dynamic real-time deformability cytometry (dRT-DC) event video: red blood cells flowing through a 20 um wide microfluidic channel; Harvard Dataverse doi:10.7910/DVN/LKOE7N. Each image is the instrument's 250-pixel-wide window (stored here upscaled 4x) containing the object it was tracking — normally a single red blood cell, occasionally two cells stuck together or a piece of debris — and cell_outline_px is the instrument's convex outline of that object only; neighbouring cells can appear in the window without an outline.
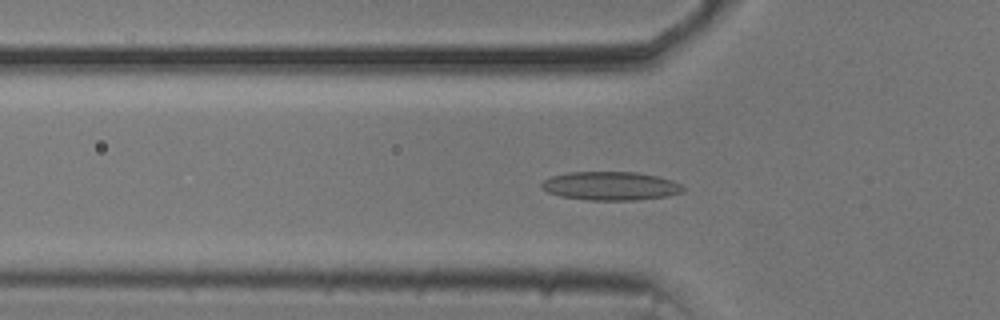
{"species": "common noctule bat (a hibernating species)", "species_latin": "Nyctalus noctula", "temperature_condition": "cold", "stored_images_in_passage": 56, "camera_frame_rate_fps": 3000, "um_per_image_px": 0.085, "animal": {"sex": "male", "body_mass_g": 20.5, "forearm_length_mm": 52.5}, "frame": {"image": 1, "passage_image": 18, "time_ms": 5.667, "image_size_px": [1000, 320], "cell_outline_px": [[684, 192], [668, 196], [632, 200], [588, 200], [560, 196], [548, 192], [540, 184], [544, 180], [552, 176], [568, 172], [636, 172], [656, 176], [672, 180], [680, 184], [684, 188]], "centroid_in_image_um": [51.91, 15.8], "position_along_channel_um": 73.9, "area_um2": 23.47}}
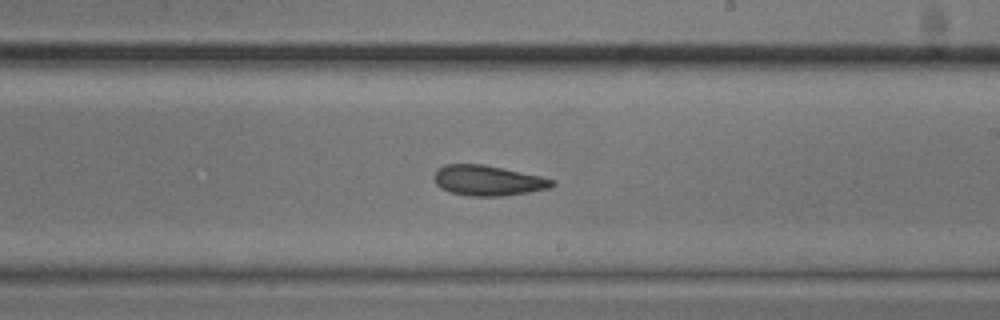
{"frame": {"image": 2, "passage_image": 32, "time_ms": 10.333, "image_size_px": [1000, 320], "cell_outline_px": [[556, 184], [552, 188], [528, 192], [500, 196], [468, 196], [448, 192], [440, 188], [436, 184], [432, 176], [436, 168], [444, 164], [480, 164], [540, 176], [556, 180]], "centroid_in_image_um": [41.43, 15.35], "position_along_channel_um": 247.6, "area_um2": 20.98}}
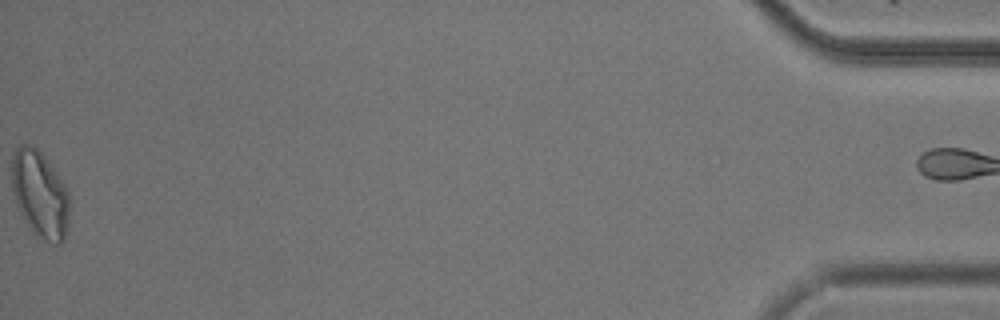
{"frame": {"image": 3, "passage_image": 55, "time_ms": 18.0, "image_size_px": [1000, 320], "cell_outline_px": [[68, 224], [64, 236], [60, 244], [52, 244], [36, 236], [32, 232], [20, 212], [16, 204], [12, 192], [12, 152], [20, 144], [28, 144], [36, 148], [44, 156], [56, 172], [64, 184], [68, 192]], "centroid_in_image_um": [3.37, 16.51], "position_along_channel_um": 431.8, "area_um2": 29.13}, "authors_computed_cell_mechanics": {"area_um2": 22.1663, "velocity_mm_per_s": 3.6982, "shape_relaxation_time_tau1_ms": 7.9714, "shape_relaxation_time_tau2_ms": 3.5269, "deformation_change_tau1": 0.1721, "deformation_change_tau2": 0.125}}